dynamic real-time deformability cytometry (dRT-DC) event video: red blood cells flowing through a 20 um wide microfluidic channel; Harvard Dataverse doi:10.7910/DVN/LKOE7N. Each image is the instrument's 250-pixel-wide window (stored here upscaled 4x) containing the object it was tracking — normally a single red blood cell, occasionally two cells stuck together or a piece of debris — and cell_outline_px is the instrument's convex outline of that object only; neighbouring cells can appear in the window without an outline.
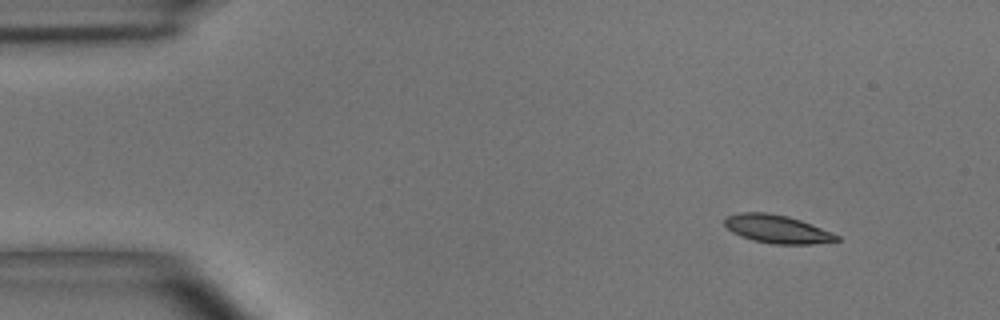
{"species": "common noctule bat (a hibernating species)", "species_latin": "Nyctalus noctula", "temperature_condition": "room temperature", "stored_images_in_passage": 8, "camera_frame_rate_fps": 3000, "um_per_image_px": 0.085, "animal": {"sex": "male", "body_mass_g": 15.6}, "frame": {"image": 1, "passage_image": 2, "time_ms": 1.333, "image_size_px": [1000, 320], "cell_outline_px": [[840, 240], [812, 244], [772, 244], [752, 240], [740, 236], [732, 232], [724, 224], [724, 220], [728, 216], [740, 212], [764, 212], [788, 216], [800, 220], [832, 232], [840, 236]], "centroid_in_image_um": [66.05, 19.47], "position_along_channel_um": 18.9, "area_um2": 18.38}}
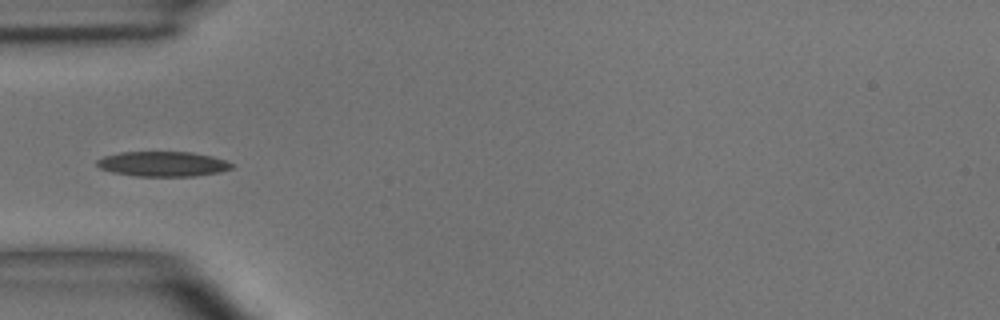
{"frame": {"image": 2, "passage_image": 5, "time_ms": 5.0, "image_size_px": [1000, 320], "cell_outline_px": [[236, 164], [232, 168], [220, 172], [196, 176], [136, 176], [112, 172], [100, 168], [96, 164], [96, 160], [104, 156], [120, 152], [192, 152], [212, 156]], "centroid_in_image_um": [13.86, 13.93], "position_along_channel_um": 71.1, "area_um2": 19.71}}
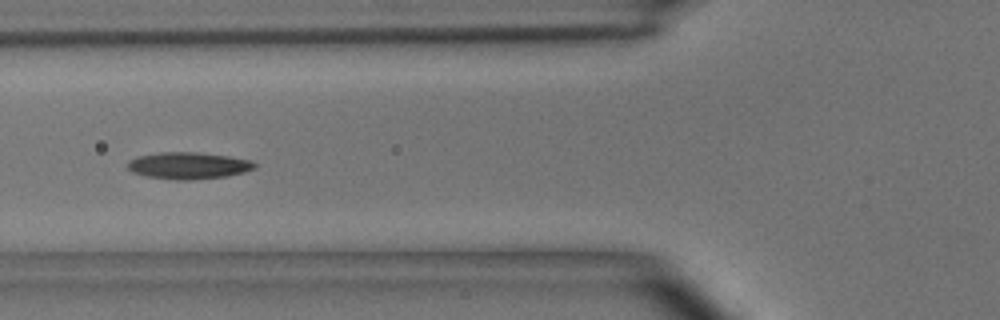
{"frame": {"image": 3, "passage_image": 6, "time_ms": 6.0, "image_size_px": [1000, 320], "cell_outline_px": [[256, 168], [244, 172], [228, 176], [188, 180], [176, 180], [148, 176], [132, 172], [128, 168], [128, 160], [136, 156], [160, 152], [196, 152], [228, 156], [252, 160], [256, 164]], "centroid_in_image_um": [16.02, 14.07], "position_along_channel_um": 109.8, "area_um2": 19.88}}